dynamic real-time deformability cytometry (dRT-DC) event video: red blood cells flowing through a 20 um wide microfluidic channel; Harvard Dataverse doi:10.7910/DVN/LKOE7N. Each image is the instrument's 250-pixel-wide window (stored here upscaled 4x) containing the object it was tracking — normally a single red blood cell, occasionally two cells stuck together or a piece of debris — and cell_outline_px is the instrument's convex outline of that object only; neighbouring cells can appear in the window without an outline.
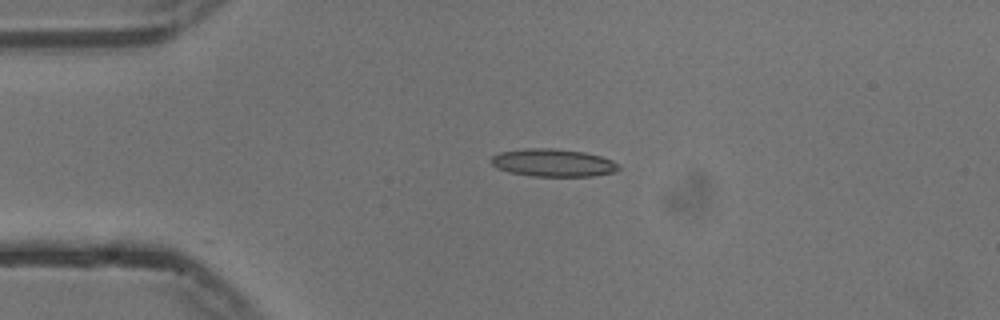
{"species": "common noctule bat (a hibernating species)", "species_latin": "Nyctalus noctula", "temperature_condition": "cold", "stored_images_in_passage": 43, "camera_frame_rate_fps": 3000, "um_per_image_px": 0.085, "animal": {"sex": "male", "body_mass_g": 13.3}, "frame": {"image": 1, "passage_image": 1, "time_ms": 0.0, "image_size_px": [1000, 320], "cell_outline_px": [[620, 168], [612, 172], [592, 176], [532, 176], [508, 172], [496, 168], [488, 160], [492, 156], [500, 152], [528, 148], [552, 148], [584, 152], [600, 156], [612, 160], [620, 164]], "centroid_in_image_um": [46.98, 13.83], "position_along_channel_um": 38.0, "area_um2": 20.63}}
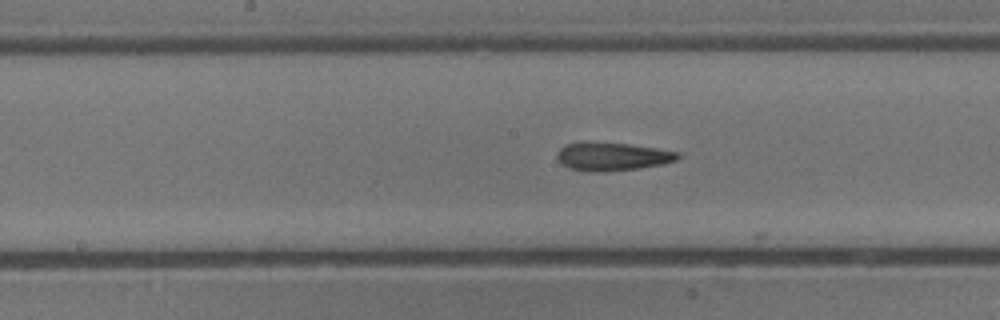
{"frame": {"image": 2, "passage_image": 16, "time_ms": 5.0, "image_size_px": [1000, 320], "cell_outline_px": [[680, 156], [676, 160], [664, 164], [636, 168], [600, 172], [592, 172], [572, 168], [564, 164], [556, 156], [560, 148], [564, 144], [628, 144], [656, 148], [680, 152]], "centroid_in_image_um": [52.12, 13.32], "position_along_channel_um": 196.1, "area_um2": 19.02}}
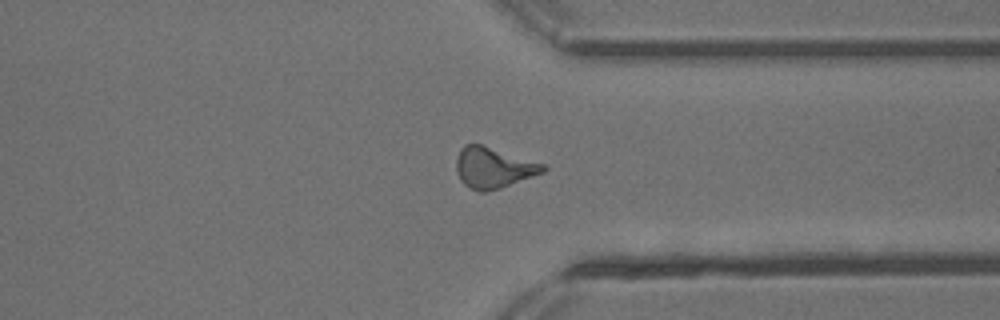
{"frame": {"image": 3, "passage_image": 30, "time_ms": 9.667, "image_size_px": [1000, 320], "cell_outline_px": [[548, 168], [544, 172], [500, 188], [484, 192], [480, 192], [468, 188], [460, 180], [456, 172], [456, 160], [460, 148], [464, 144], [480, 144], [544, 164]], "centroid_in_image_um": [41.9, 14.26], "position_along_channel_um": 369.5, "area_um2": 20.52}, "authors_computed_cell_mechanics": {"area_um2": 19.4786, "velocity_mm_per_s": 3.7487, "shape_relaxation_time_tau1_ms": null, "shape_relaxation_time_tau2_ms": 4.079, "deformation_change_tau1": null, "deformation_change_tau2": 0.1302}}